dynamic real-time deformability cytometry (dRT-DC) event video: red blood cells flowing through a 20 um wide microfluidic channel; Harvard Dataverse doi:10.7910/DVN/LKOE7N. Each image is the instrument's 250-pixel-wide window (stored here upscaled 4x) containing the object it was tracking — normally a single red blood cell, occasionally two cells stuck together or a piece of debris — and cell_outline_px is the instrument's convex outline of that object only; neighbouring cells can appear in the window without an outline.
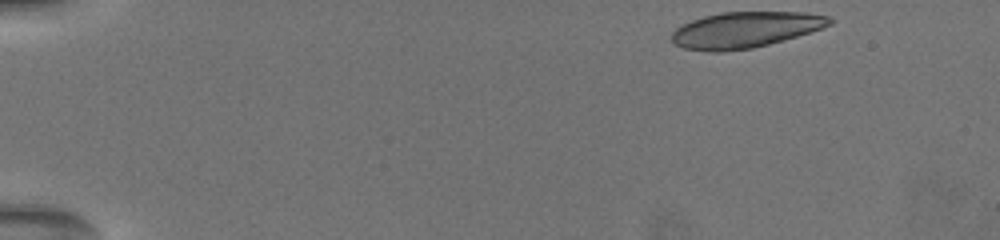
{"species": "common noctule bat (a hibernating species)", "species_latin": "Nyctalus noctula", "temperature_condition": "warm", "stored_images_in_passage": 25, "camera_frame_rate_fps": 3000, "um_per_image_px": 0.085, "animal": {"sex": "female", "body_mass_g": 19.5, "forearm_length_mm": 54.1}, "frame": {"image": 1, "passage_image": 1, "time_ms": 0.0, "image_size_px": [1000, 240], "cell_outline_px": [[836, 20], [832, 24], [796, 36], [768, 44], [752, 48], [720, 52], [716, 52], [684, 48], [676, 44], [672, 40], [672, 32], [676, 28], [692, 20], [704, 16], [724, 12], [804, 12], [828, 16]], "centroid_in_image_um": [63.35, 2.52], "position_along_channel_um": 21.6, "area_um2": 32.71}}